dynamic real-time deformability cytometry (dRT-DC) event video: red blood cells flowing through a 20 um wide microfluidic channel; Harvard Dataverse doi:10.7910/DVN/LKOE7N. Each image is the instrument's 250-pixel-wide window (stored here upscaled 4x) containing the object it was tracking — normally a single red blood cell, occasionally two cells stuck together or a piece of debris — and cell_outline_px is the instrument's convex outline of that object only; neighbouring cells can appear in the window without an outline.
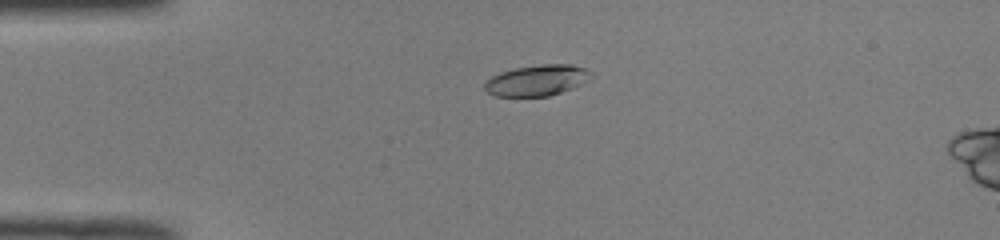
{"species": "common noctule bat (a hibernating species)", "species_latin": "Nyctalus noctula", "temperature_condition": "room temperature", "stored_images_in_passage": 32, "camera_frame_rate_fps": 3000, "um_per_image_px": 0.085, "animal": {"sex": "male", "body_mass_g": 19.0, "forearm_length_mm": 50.8}, "frame": {"image": 1, "passage_image": 13, "time_ms": 4.0, "image_size_px": [1000, 240], "cell_outline_px": [[596, 76], [572, 88], [548, 96], [496, 96], [488, 92], [484, 88], [484, 84], [492, 76], [500, 72], [516, 68], [540, 64], [572, 64], [584, 68], [592, 72]], "centroid_in_image_um": [45.68, 6.82], "position_along_channel_um": 39.3, "area_um2": 19.13}}
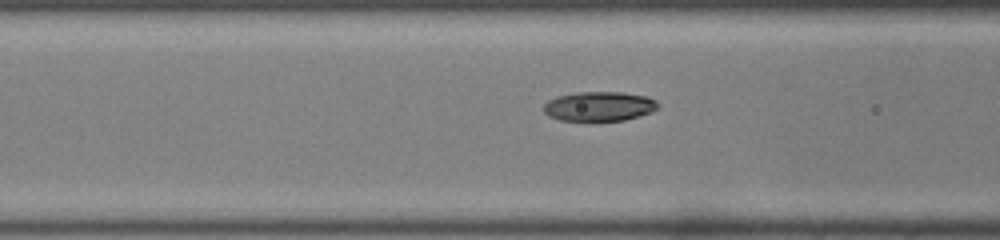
{"frame": {"image": 2, "passage_image": 21, "time_ms": 6.667, "image_size_px": [1000, 240], "cell_outline_px": [[660, 108], [652, 112], [624, 120], [560, 120], [548, 116], [544, 112], [544, 104], [548, 100], [556, 96], [576, 92], [620, 92], [648, 96], [656, 100], [660, 104]], "centroid_in_image_um": [50.96, 9.02], "position_along_channel_um": 115.6, "area_um2": 19.77}}
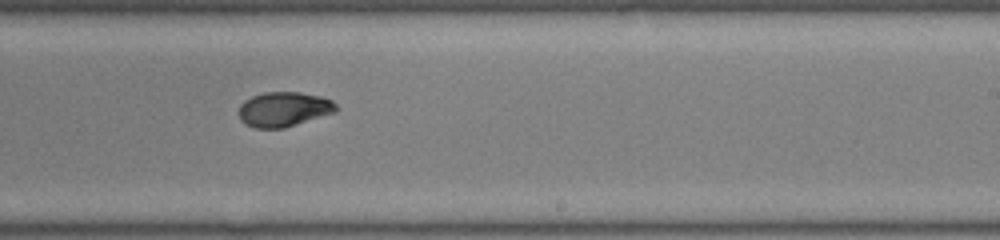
{"frame": {"image": 3, "passage_image": 32, "time_ms": 10.333, "image_size_px": [1000, 240], "cell_outline_px": [[340, 108], [336, 112], [284, 128], [256, 128], [244, 124], [240, 120], [240, 104], [244, 100], [252, 96], [264, 92], [300, 92], [320, 96], [332, 100]], "centroid_in_image_um": [24.14, 9.28], "position_along_channel_um": 264.9, "area_um2": 19.83}}